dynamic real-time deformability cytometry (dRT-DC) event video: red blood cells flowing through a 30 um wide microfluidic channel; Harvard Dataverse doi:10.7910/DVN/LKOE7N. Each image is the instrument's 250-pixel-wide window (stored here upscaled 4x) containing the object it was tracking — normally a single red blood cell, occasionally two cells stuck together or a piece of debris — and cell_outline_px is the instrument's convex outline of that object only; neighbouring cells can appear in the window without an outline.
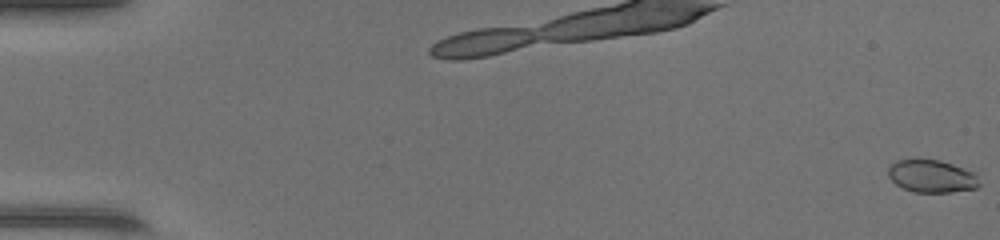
{"species": "common noctule bat (a hibernating species)", "species_latin": "Nyctalus noctula", "temperature_condition": "warm", "stored_images_in_passage": 51, "segment_of_instrument_passage": [1, 2], "camera_frame_rate_fps": 3000, "um_per_image_px": 0.085, "animal": {"sex": "female", "body_mass_g": 17.0, "forearm_length_mm": 48.0}, "frame": {"image": 1, "passage_image": 1, "time_ms": 0.0, "image_size_px": [1000, 240], "cell_outline_px": [[980, 184], [976, 188], [952, 192], [916, 192], [904, 188], [896, 184], [888, 176], [888, 164], [896, 160], [916, 156], [940, 160], [980, 168]], "centroid_in_image_um": [79.31, 14.89], "position_along_channel_um": 5.7, "area_um2": 18.9}}
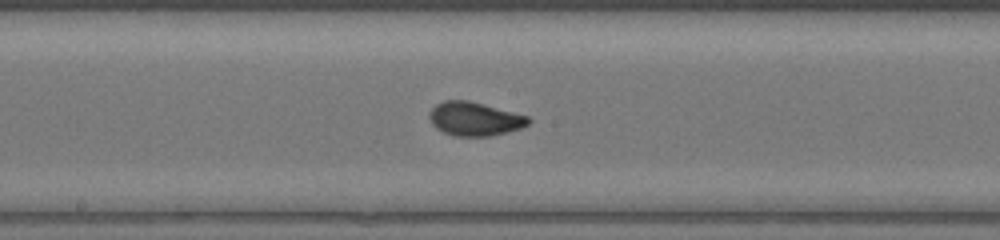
{"frame": {"image": 2, "passage_image": 28, "time_ms": 9.0, "image_size_px": [1000, 240], "cell_outline_px": [[532, 120], [528, 124], [520, 128], [488, 136], [452, 136], [436, 128], [432, 124], [428, 116], [428, 112], [436, 104], [444, 100], [468, 100], [528, 116]], "centroid_in_image_um": [40.3, 10.1], "position_along_channel_um": 207.9, "area_um2": 19.36}}
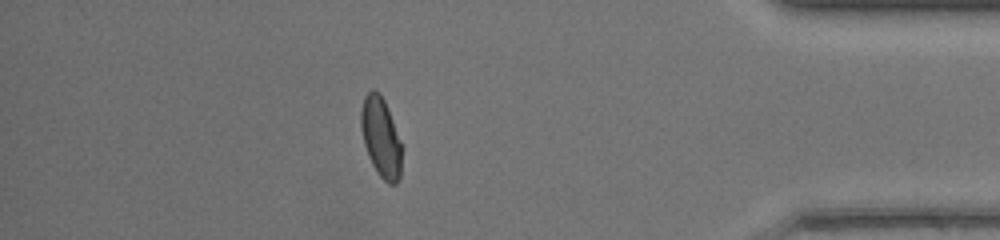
{"frame": {"image": 3, "passage_image": 44, "time_ms": 14.333, "image_size_px": [1000, 240], "cell_outline_px": [[400, 176], [396, 184], [388, 184], [376, 172], [368, 156], [364, 144], [360, 128], [360, 112], [364, 96], [372, 88], [380, 92], [384, 100], [392, 120], [400, 144]], "centroid_in_image_um": [32.32, 11.65], "position_along_channel_um": 402.9, "area_um2": 18.73}}